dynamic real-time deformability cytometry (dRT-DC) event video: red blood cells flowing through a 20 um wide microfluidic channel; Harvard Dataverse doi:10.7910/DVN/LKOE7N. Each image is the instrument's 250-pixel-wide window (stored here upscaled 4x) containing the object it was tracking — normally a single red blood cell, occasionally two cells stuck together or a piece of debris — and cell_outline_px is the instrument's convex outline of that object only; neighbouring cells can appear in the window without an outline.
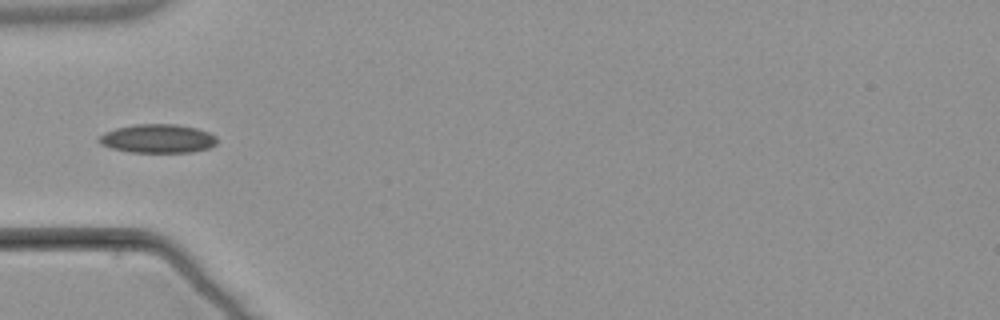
{"species": "common noctule bat (a hibernating species)", "species_latin": "Nyctalus noctula", "temperature_condition": "warm", "stored_images_in_passage": 6, "camera_frame_rate_fps": 3000, "um_per_image_px": 0.085, "animal": {"sex": "male", "body_mass_g": 21.5, "forearm_length_mm": 52.0}, "frame": {"image": 1, "passage_image": 4, "time_ms": 3.667, "image_size_px": [1000, 320], "cell_outline_px": [[216, 144], [208, 148], [192, 152], [128, 152], [112, 148], [100, 144], [96, 140], [104, 132], [116, 128], [136, 124], [176, 124], [196, 128], [208, 132], [216, 136]], "centroid_in_image_um": [13.38, 11.78], "position_along_channel_um": 71.6, "area_um2": 19.77}}
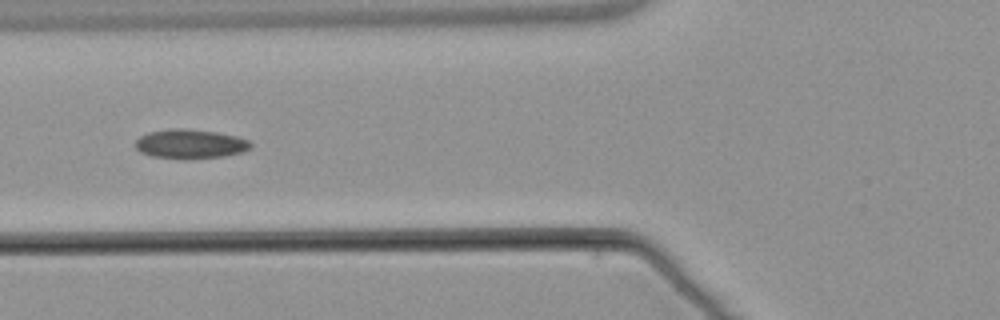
{"frame": {"image": 2, "passage_image": 5, "time_ms": 4.667, "image_size_px": [1000, 320], "cell_outline_px": [[252, 148], [244, 152], [224, 156], [184, 160], [152, 156], [140, 152], [136, 148], [136, 140], [140, 136], [148, 132], [168, 128], [184, 128], [216, 132], [236, 136], [248, 140], [252, 144]], "centroid_in_image_um": [16.17, 12.24], "position_along_channel_um": 109.6, "area_um2": 20.0}}